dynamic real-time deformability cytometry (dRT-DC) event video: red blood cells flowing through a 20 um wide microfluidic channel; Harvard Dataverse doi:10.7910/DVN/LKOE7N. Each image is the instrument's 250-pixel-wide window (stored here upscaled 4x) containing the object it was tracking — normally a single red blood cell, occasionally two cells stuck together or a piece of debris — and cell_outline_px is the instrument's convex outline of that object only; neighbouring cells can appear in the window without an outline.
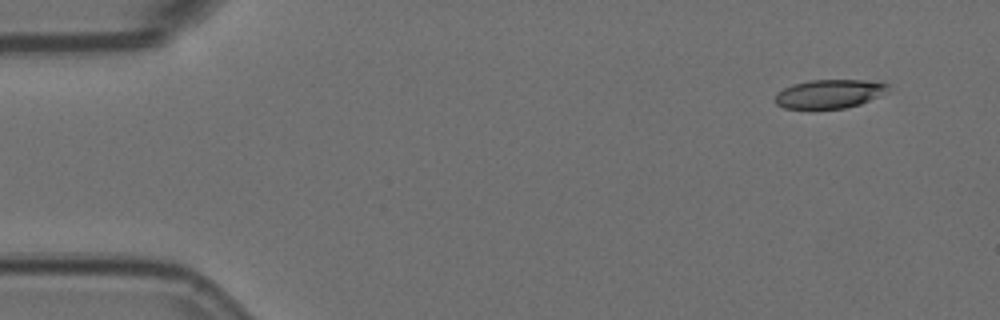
{"species": "Egyptian fruit bat (a non-hibernating species)", "species_latin": "Rousettus aegyptiacus", "temperature_condition": "room temperature", "stored_images_in_passage": 4, "camera_frame_rate_fps": 3000, "um_per_image_px": 0.085, "animal": {"sex": "female"}, "frame": {"image": 1, "passage_image": 1, "time_ms": 0.0, "image_size_px": [1000, 320], "cell_outline_px": [[888, 92], [860, 104], [848, 108], [784, 108], [776, 104], [776, 92], [792, 84], [812, 80], [876, 80], [888, 84]], "centroid_in_image_um": [70.53, 7.96], "position_along_channel_um": 14.5, "area_um2": 18.96}}
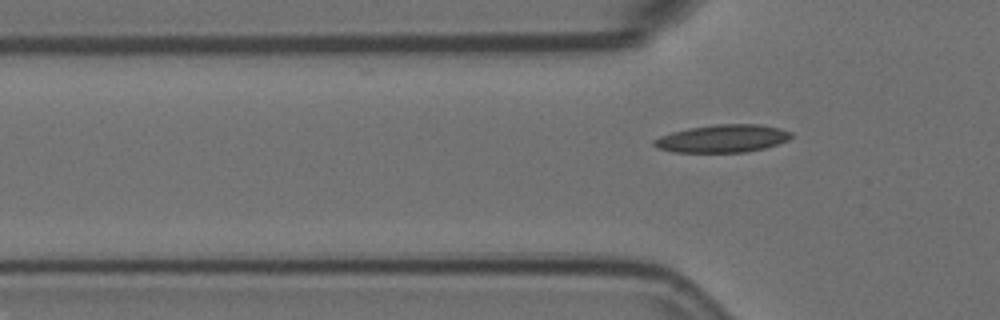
{"frame": {"image": 2, "passage_image": 4, "time_ms": 1.0, "image_size_px": [1000, 320], "cell_outline_px": [[792, 136], [788, 140], [764, 148], [744, 152], [672, 152], [656, 148], [652, 144], [652, 140], [660, 136], [672, 132], [688, 128], [716, 124], [760, 124], [780, 128], [792, 132]], "centroid_in_image_um": [61.39, 11.77], "position_along_channel_um": 64.4, "area_um2": 22.25}}